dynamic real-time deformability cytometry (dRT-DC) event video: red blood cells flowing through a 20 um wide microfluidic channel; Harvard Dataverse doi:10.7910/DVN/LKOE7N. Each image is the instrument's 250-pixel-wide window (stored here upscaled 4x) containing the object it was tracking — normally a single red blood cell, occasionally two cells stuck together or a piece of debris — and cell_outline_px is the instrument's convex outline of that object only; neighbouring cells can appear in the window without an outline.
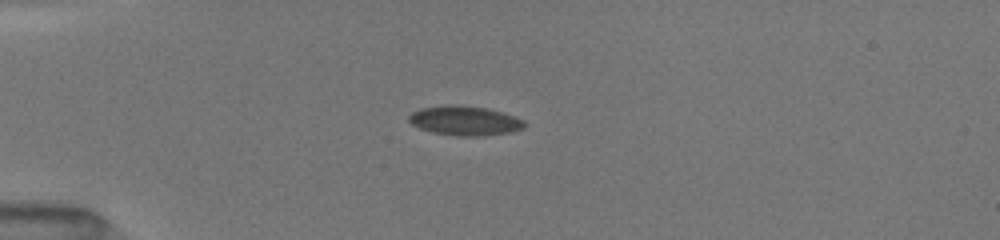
{"species": "common noctule bat (a hibernating species)", "species_latin": "Nyctalus noctula", "temperature_condition": "room temperature", "stored_images_in_passage": 11, "camera_frame_rate_fps": 3000, "um_per_image_px": 0.085, "animal": {"sex": "female", "body_mass_g": 19.5, "forearm_length_mm": 54.1}, "frame": {"image": 1, "passage_image": 1, "time_ms": 0.0, "image_size_px": [1000, 240], "cell_outline_px": [[524, 128], [512, 132], [484, 136], [456, 136], [432, 132], [420, 128], [412, 124], [408, 120], [408, 116], [412, 112], [420, 108], [448, 104], [488, 108], [524, 120]], "centroid_in_image_um": [39.48, 10.26], "position_along_channel_um": 45.5, "area_um2": 19.83}}
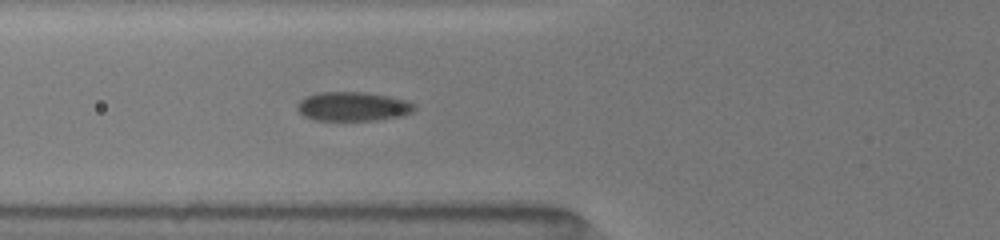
{"frame": {"image": 2, "passage_image": 5, "time_ms": 2.0, "image_size_px": [1000, 240], "cell_outline_px": [[416, 108], [412, 112], [404, 116], [376, 120], [312, 120], [304, 116], [296, 108], [296, 104], [300, 100], [308, 96], [320, 92], [364, 92], [388, 96], [404, 100], [412, 104]], "centroid_in_image_um": [29.97, 9.06], "position_along_channel_um": 95.8, "area_um2": 19.83}}
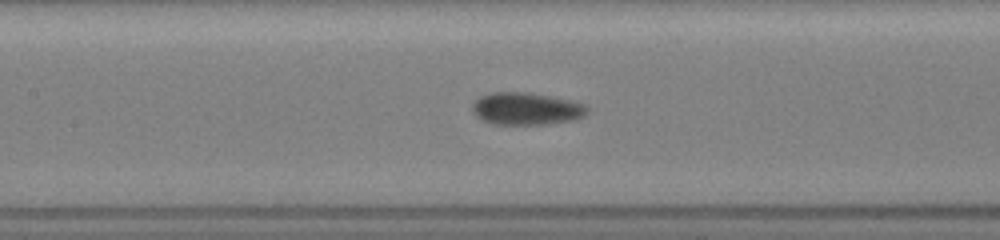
{"frame": {"image": 3, "passage_image": 9, "time_ms": 3.667, "image_size_px": [1000, 240], "cell_outline_px": [[588, 112], [584, 116], [576, 120], [544, 124], [492, 124], [476, 116], [472, 112], [472, 104], [480, 96], [488, 92], [528, 92], [588, 104]], "centroid_in_image_um": [44.74, 9.24], "position_along_channel_um": 162.7, "area_um2": 21.79}}